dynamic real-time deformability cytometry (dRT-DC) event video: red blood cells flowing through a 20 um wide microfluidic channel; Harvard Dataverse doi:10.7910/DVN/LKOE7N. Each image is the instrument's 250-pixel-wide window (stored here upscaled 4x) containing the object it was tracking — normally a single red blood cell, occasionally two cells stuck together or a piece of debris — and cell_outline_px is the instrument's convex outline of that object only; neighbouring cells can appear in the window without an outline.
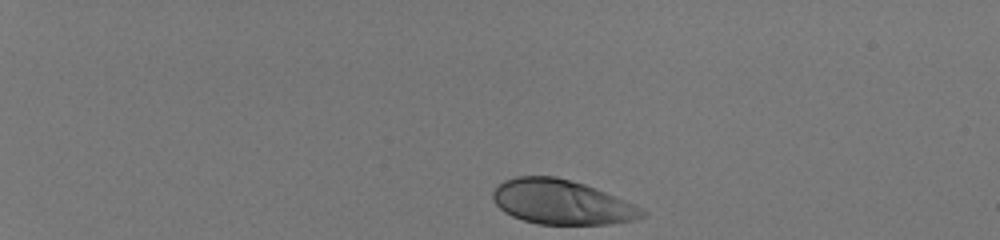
{"species": "human", "species_latin": "Homo sapiens", "temperature_condition": "room temperature", "stored_images_in_passage": 39, "camera_frame_rate_fps": 3000, "um_per_image_px": 0.085, "donor": {"sex": "male"}, "frame": {"image": 1, "passage_image": 1, "time_ms": 0.0, "image_size_px": [1000, 240], "cell_outline_px": [[648, 216], [636, 220], [608, 224], [536, 224], [512, 216], [504, 212], [496, 204], [492, 196], [492, 192], [504, 180], [516, 176], [556, 176], [584, 184], [616, 196], [644, 208], [648, 212]], "centroid_in_image_um": [47.79, 17.19], "position_along_channel_um": 37.2, "area_um2": 38.96}}
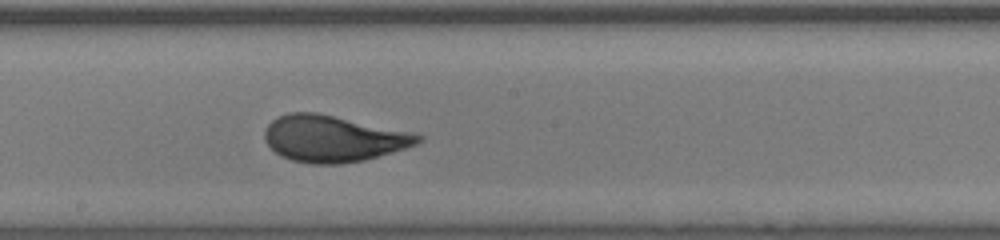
{"frame": {"image": 2, "passage_image": 23, "time_ms": 7.333, "image_size_px": [1000, 240], "cell_outline_px": [[424, 140], [416, 144], [392, 152], [364, 160], [340, 164], [312, 164], [292, 160], [280, 156], [264, 140], [264, 132], [268, 124], [272, 120], [288, 112], [316, 112], [424, 136]], "centroid_in_image_um": [28.26, 11.79], "position_along_channel_um": 219.9, "area_um2": 40.86}}
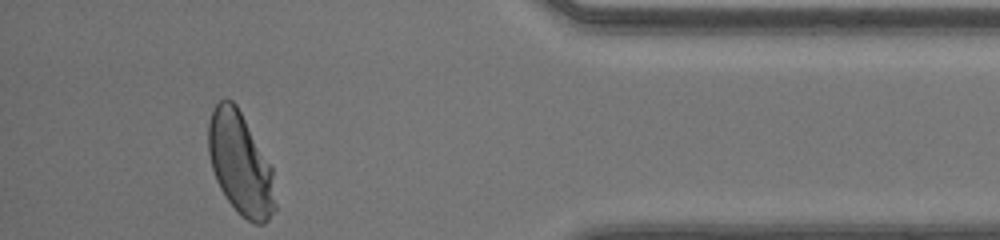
{"frame": {"image": 3, "passage_image": 39, "time_ms": 12.667, "image_size_px": [1000, 240], "cell_outline_px": [[276, 208], [268, 220], [264, 224], [256, 224], [248, 220], [228, 200], [220, 188], [216, 180], [212, 168], [208, 152], [208, 124], [212, 108], [220, 100], [232, 100], [236, 104], [272, 168], [276, 204]], "centroid_in_image_um": [20.42, 13.91], "position_along_channel_um": 414.8, "area_um2": 39.36}, "authors_computed_cell_mechanics": {"area_um2": 39.9398, "velocity_mm_per_s": 4.1184, "shape_relaxation_time_tau1_ms": 4.193, "shape_relaxation_time_tau2_ms": null, "deformation_change_tau1": 0.1971, "deformation_change_tau2": null}}